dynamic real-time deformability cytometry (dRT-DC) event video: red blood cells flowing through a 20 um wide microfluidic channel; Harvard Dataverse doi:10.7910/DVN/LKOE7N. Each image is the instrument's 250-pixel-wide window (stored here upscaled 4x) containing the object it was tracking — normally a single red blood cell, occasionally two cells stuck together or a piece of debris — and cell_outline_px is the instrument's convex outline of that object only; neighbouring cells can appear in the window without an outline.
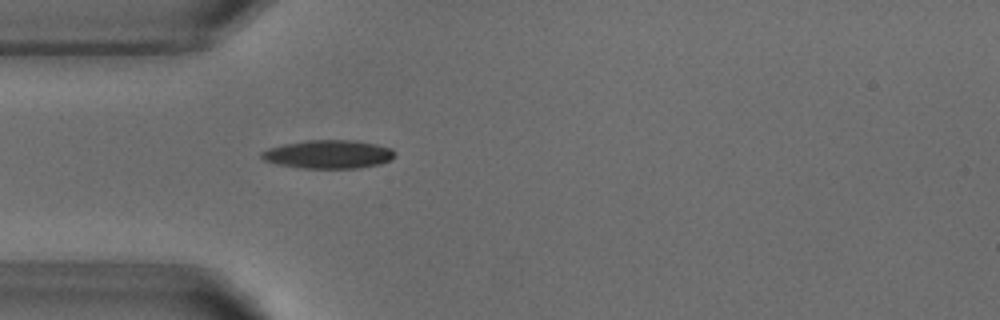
{"species": "common noctule bat (a hibernating species)", "species_latin": "Nyctalus noctula", "temperature_condition": "warm", "stored_images_in_passage": 36, "camera_frame_rate_fps": 3000, "um_per_image_px": 0.085, "animal": {"sex": "male", "body_mass_g": 18.8}, "frame": {"image": 1, "passage_image": 1, "time_ms": 0.0, "image_size_px": [1000, 320], "cell_outline_px": [[396, 152], [392, 160], [380, 164], [360, 168], [300, 168], [276, 164], [264, 160], [260, 156], [260, 152], [268, 148], [284, 144], [308, 140], [356, 140], [376, 144], [392, 148]], "centroid_in_image_um": [27.93, 13.11], "position_along_channel_um": 57.1, "area_um2": 22.31}}
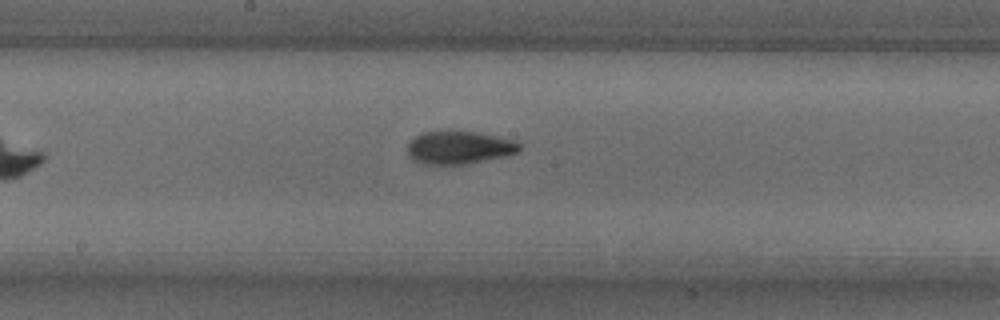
{"frame": {"image": 2, "passage_image": 13, "time_ms": 4.0, "image_size_px": [1000, 320], "cell_outline_px": [[520, 152], [508, 156], [464, 164], [424, 164], [412, 160], [408, 152], [408, 144], [416, 136], [424, 132], [444, 128], [452, 128], [476, 132], [516, 140], [520, 144]], "centroid_in_image_um": [39.04, 12.5], "position_along_channel_um": 209.2, "area_um2": 22.2}}
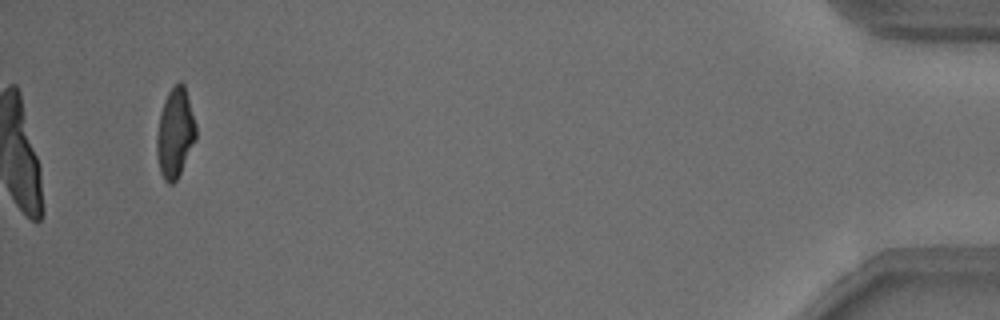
{"frame": {"image": 3, "passage_image": 36, "time_ms": 11.667, "image_size_px": [1000, 320], "cell_outline_px": [[196, 140], [176, 180], [172, 184], [168, 184], [164, 180], [160, 172], [156, 156], [156, 136], [160, 112], [164, 100], [168, 92], [180, 80], [184, 84], [196, 124]], "centroid_in_image_um": [14.87, 11.31], "position_along_channel_um": 420.3, "area_um2": 20.52}, "authors_computed_cell_mechanics": {"area_um2": 21.4438, "velocity_mm_per_s": 3.824, "shape_relaxation_time_tau1_ms": 4.2828, "shape_relaxation_time_tau2_ms": 2.6455, "deformation_change_tau1": 0.1692, "deformation_change_tau2": 0.0975}}